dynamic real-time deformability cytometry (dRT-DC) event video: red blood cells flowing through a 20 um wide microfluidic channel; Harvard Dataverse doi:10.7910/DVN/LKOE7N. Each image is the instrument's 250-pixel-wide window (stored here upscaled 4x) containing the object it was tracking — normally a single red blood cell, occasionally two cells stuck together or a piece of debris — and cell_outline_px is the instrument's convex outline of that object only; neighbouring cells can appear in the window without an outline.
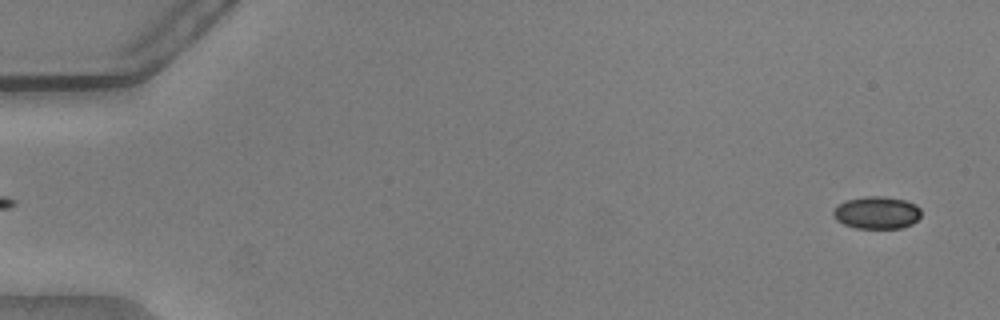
{"species": "common noctule bat (a hibernating species)", "species_latin": "Nyctalus noctula", "temperature_condition": "warm", "stored_images_in_passage": 54, "camera_frame_rate_fps": 3000, "um_per_image_px": 0.085, "animal": {"sex": "male", "body_mass_g": 20.5, "forearm_length_mm": 52.5}, "frame": {"image": 1, "passage_image": 2, "time_ms": 0.333, "image_size_px": [1000, 320], "cell_outline_px": [[920, 216], [912, 224], [904, 228], [856, 228], [844, 224], [836, 220], [832, 212], [844, 200], [864, 196], [884, 196], [904, 200], [916, 204], [920, 208]], "centroid_in_image_um": [74.53, 18.07], "position_along_channel_um": 10.5, "area_um2": 16.65}}
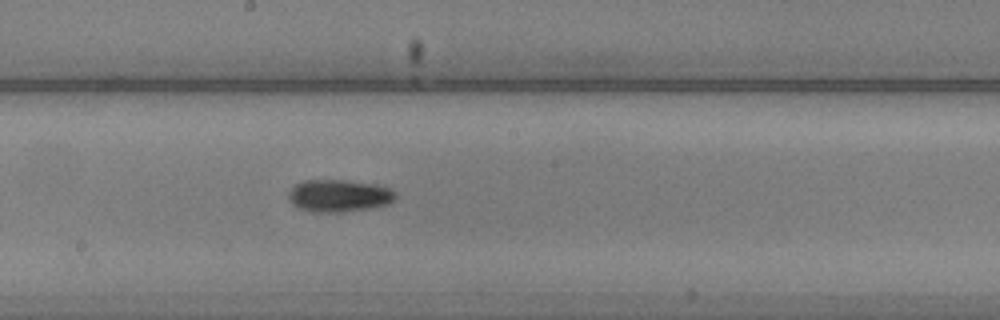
{"frame": {"image": 2, "passage_image": 30, "time_ms": 9.667, "image_size_px": [1000, 320], "cell_outline_px": [[396, 200], [388, 204], [372, 208], [344, 212], [312, 212], [300, 208], [292, 204], [288, 196], [288, 192], [296, 184], [304, 180], [344, 180], [376, 184], [388, 188], [396, 192]], "centroid_in_image_um": [28.83, 16.64], "position_along_channel_um": 219.4, "area_um2": 20.29}}
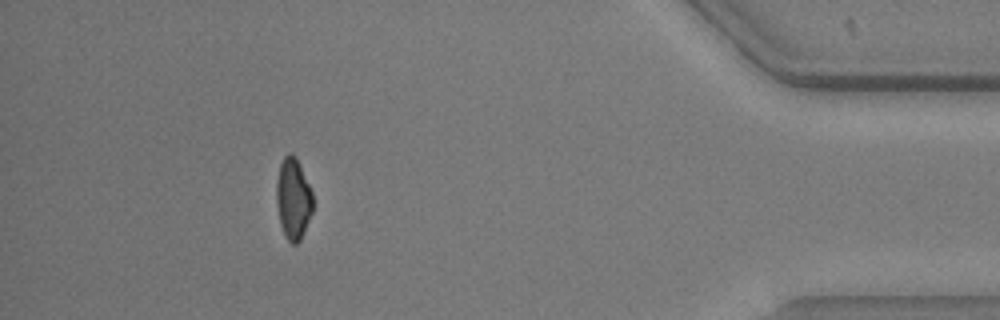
{"frame": {"image": 3, "passage_image": 49, "time_ms": 16.0, "image_size_px": [1000, 320], "cell_outline_px": [[312, 212], [304, 232], [300, 240], [296, 244], [292, 244], [284, 236], [280, 224], [276, 204], [276, 180], [280, 164], [284, 156], [288, 152], [292, 152], [296, 156], [312, 192]], "centroid_in_image_um": [24.9, 16.88], "position_along_channel_um": 410.3, "area_um2": 17.4}, "authors_computed_cell_mechanics": {"area_um2": 18.0914, "velocity_mm_per_s": 3.7962, "shape_relaxation_time_tau1_ms": 3.0501, "shape_relaxation_time_tau2_ms": 6.0958, "deformation_change_tau1": 0.1473, "deformation_change_tau2": 0.1322}}